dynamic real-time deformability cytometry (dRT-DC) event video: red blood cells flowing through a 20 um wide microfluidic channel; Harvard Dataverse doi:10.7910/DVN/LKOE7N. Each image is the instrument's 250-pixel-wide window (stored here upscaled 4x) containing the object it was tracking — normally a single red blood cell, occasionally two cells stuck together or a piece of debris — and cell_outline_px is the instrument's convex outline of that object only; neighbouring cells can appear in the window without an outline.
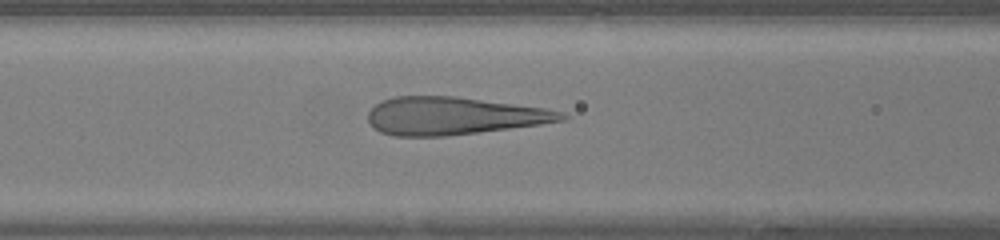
{"species": "human", "species_latin": "Homo sapiens", "temperature_condition": "warm", "stored_images_in_passage": 35, "camera_frame_rate_fps": 3000, "um_per_image_px": 0.085, "donor": {"sex": "female"}, "frame": {"image": 1, "passage_image": 14, "time_ms": 4.333, "image_size_px": [1000, 240], "cell_outline_px": [[568, 116], [564, 120], [540, 124], [444, 136], [392, 136], [380, 132], [372, 128], [368, 124], [368, 112], [380, 100], [392, 96], [456, 96], [544, 108], [560, 112]], "centroid_in_image_um": [38.45, 9.84], "position_along_channel_um": 128.2, "area_um2": 42.37}}
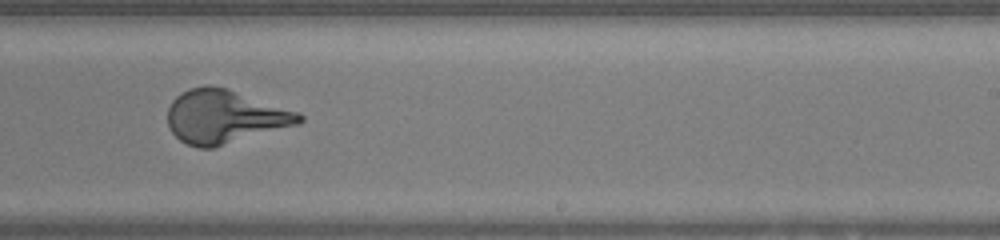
{"frame": {"image": 2, "passage_image": 24, "time_ms": 7.667, "image_size_px": [1000, 240], "cell_outline_px": [[304, 120], [300, 124], [212, 148], [200, 148], [188, 144], [180, 140], [172, 132], [168, 124], [168, 108], [172, 100], [176, 96], [188, 88], [208, 84], [212, 84], [228, 88], [300, 112], [304, 116]], "centroid_in_image_um": [19.12, 9.89], "position_along_channel_um": 269.9, "area_um2": 41.33}}
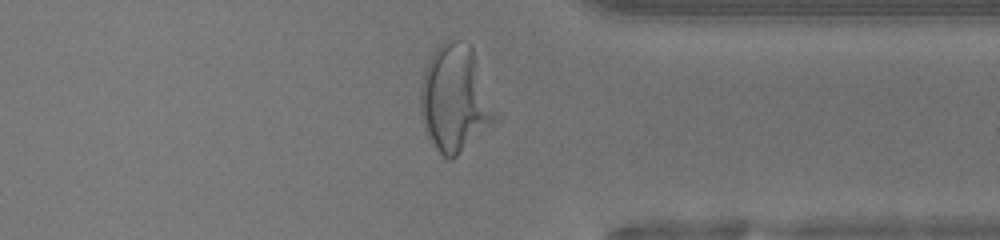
{"frame": {"image": 3, "passage_image": 32, "time_ms": 10.333, "image_size_px": [1000, 240], "cell_outline_px": [[504, 116], [500, 120], [452, 160], [448, 160], [436, 148], [424, 128], [420, 112], [420, 84], [424, 68], [432, 52], [444, 40], [456, 40], [468, 44], [472, 48]], "centroid_in_image_um": [38.77, 8.4], "position_along_channel_um": 372.6, "area_um2": 48.32}}